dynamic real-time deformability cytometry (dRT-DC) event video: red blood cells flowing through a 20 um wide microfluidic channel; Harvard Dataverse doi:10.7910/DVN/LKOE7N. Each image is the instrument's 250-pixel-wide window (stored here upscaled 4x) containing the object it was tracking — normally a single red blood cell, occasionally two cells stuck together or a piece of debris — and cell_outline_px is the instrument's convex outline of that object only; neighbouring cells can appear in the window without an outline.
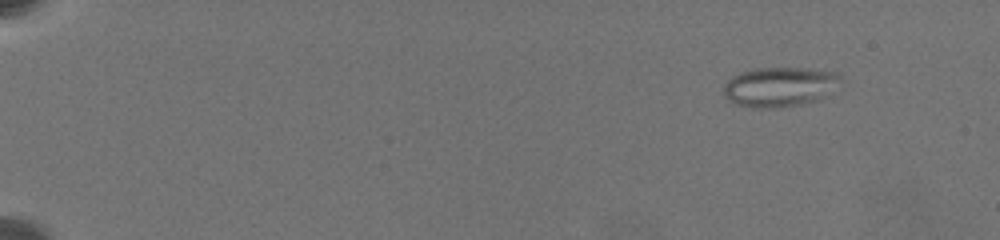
{"species": "common noctule bat (a hibernating species)", "species_latin": "Nyctalus noctula", "temperature_condition": "warm", "stored_images_in_passage": 34, "camera_frame_rate_fps": 3000, "um_per_image_px": 0.085, "animal": {"sex": "female", "body_mass_g": 19.5, "forearm_length_mm": 54.1}, "frame": {"image": 1, "passage_image": 1, "time_ms": 0.0, "image_size_px": [1000, 240], "cell_outline_px": [[840, 76], [824, 96], [816, 100], [800, 104], [776, 108], [756, 108], [732, 104], [724, 96], [724, 84], [732, 76], [752, 68], [808, 68], [836, 72]], "centroid_in_image_um": [66.15, 7.38], "position_along_channel_um": 18.8, "area_um2": 26.7}}
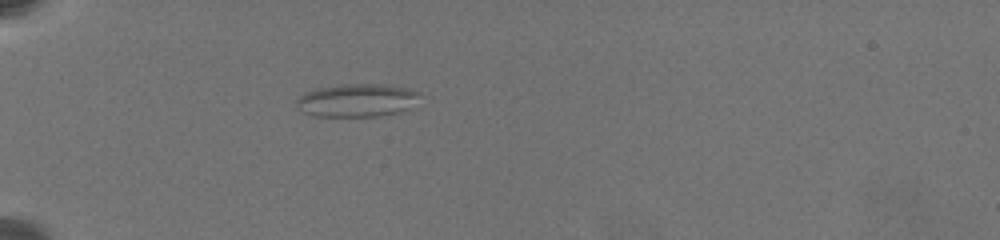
{"frame": {"image": 2, "passage_image": 33, "time_ms": 5.0, "image_size_px": [1000, 240], "cell_outline_px": [[420, 92], [400, 112], [376, 116], [312, 116], [296, 108], [296, 100], [304, 92], [316, 88], [344, 84], [388, 84]], "centroid_in_image_um": [30.2, 8.52], "position_along_channel_um": 54.8, "area_um2": 23.29}}